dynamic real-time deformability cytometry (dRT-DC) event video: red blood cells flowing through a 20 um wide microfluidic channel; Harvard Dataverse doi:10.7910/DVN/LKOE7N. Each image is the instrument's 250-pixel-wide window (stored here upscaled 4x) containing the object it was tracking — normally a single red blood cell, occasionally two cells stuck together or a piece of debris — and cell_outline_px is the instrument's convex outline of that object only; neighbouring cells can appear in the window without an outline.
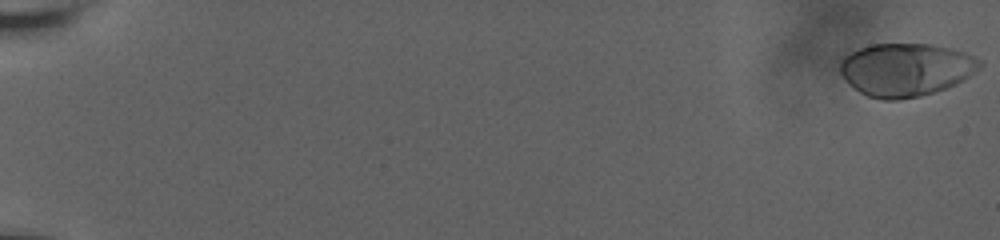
{"species": "human", "species_latin": "Homo sapiens", "temperature_condition": "room temperature", "stored_images_in_passage": 46, "camera_frame_rate_fps": 3000, "um_per_image_px": 0.085, "donor": {"sex": "male"}, "frame": {"image": 1, "passage_image": 1, "time_ms": 0.0, "image_size_px": [1000, 240], "cell_outline_px": [[984, 64], [980, 68], [956, 84], [920, 96], [900, 100], [880, 100], [868, 96], [860, 92], [840, 72], [840, 64], [844, 56], [860, 48], [872, 44], [932, 44], [964, 52], [980, 60]], "centroid_in_image_um": [77.01, 5.92], "position_along_channel_um": 8.0, "area_um2": 42.71}}
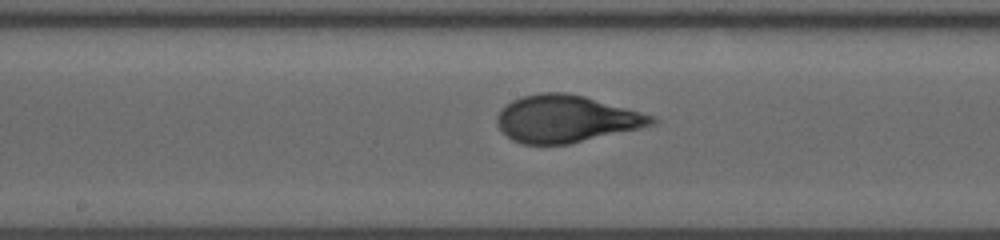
{"frame": {"image": 2, "passage_image": 24, "time_ms": 11.0, "image_size_px": [1000, 240], "cell_outline_px": [[660, 120], [656, 124], [568, 144], [524, 144], [512, 140], [496, 124], [496, 116], [500, 108], [504, 104], [512, 100], [524, 96], [540, 92], [564, 92], [584, 96], [656, 116]], "centroid_in_image_um": [48.1, 10.09], "position_along_channel_um": 200.1, "area_um2": 42.43}}
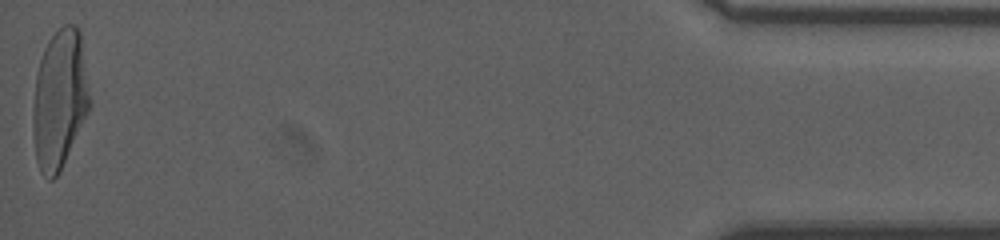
{"frame": {"image": 3, "passage_image": 46, "time_ms": 19.333, "image_size_px": [1000, 240], "cell_outline_px": [[92, 104], [60, 172], [52, 180], [48, 180], [40, 172], [36, 160], [32, 132], [32, 116], [36, 76], [40, 60], [44, 48], [48, 40], [64, 24], [76, 24], [80, 28]], "centroid_in_image_um": [5.08, 8.45], "position_along_channel_um": 430.1, "area_um2": 46.64}, "authors_computed_cell_mechanics": {"area_um2": 42.194, "velocity_mm_per_s": 3.7612, "shape_relaxation_time_tau1_ms": 4.9637, "shape_relaxation_time_tau2_ms": null, "deformation_change_tau1": 0.2277, "deformation_change_tau2": null}}